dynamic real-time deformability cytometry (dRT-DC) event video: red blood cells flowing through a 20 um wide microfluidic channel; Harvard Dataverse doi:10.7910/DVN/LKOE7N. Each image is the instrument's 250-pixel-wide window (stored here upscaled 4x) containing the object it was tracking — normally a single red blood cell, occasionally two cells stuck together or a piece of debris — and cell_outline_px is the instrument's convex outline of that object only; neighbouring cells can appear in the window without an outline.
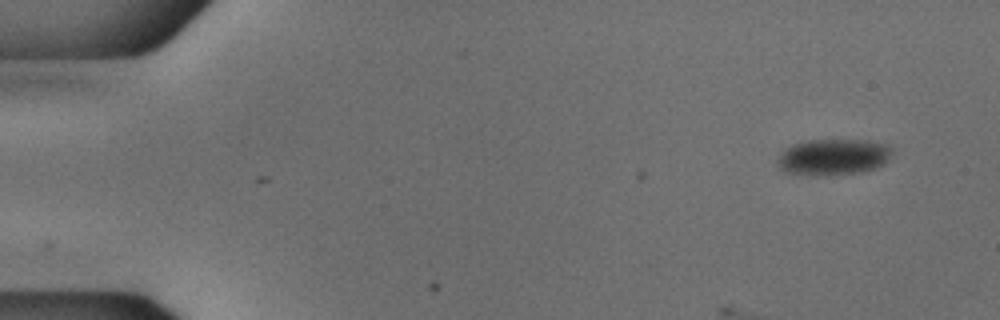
{"species": "common noctule bat (a hibernating species)", "species_latin": "Nyctalus noctula", "temperature_condition": "cold", "stored_images_in_passage": 5, "camera_frame_rate_fps": 3000, "um_per_image_px": 0.085, "animal": {"sex": "male", "body_mass_g": 18.8}, "frame": {"image": 1, "passage_image": 5, "time_ms": 1.333, "image_size_px": [1000, 320], "cell_outline_px": [[892, 152], [884, 164], [876, 168], [860, 172], [820, 176], [812, 176], [784, 172], [776, 164], [776, 160], [788, 148], [796, 144], [808, 140], [868, 140], [884, 144], [892, 148]], "centroid_in_image_um": [70.83, 13.36], "position_along_channel_um": 14.2, "area_um2": 24.1}}